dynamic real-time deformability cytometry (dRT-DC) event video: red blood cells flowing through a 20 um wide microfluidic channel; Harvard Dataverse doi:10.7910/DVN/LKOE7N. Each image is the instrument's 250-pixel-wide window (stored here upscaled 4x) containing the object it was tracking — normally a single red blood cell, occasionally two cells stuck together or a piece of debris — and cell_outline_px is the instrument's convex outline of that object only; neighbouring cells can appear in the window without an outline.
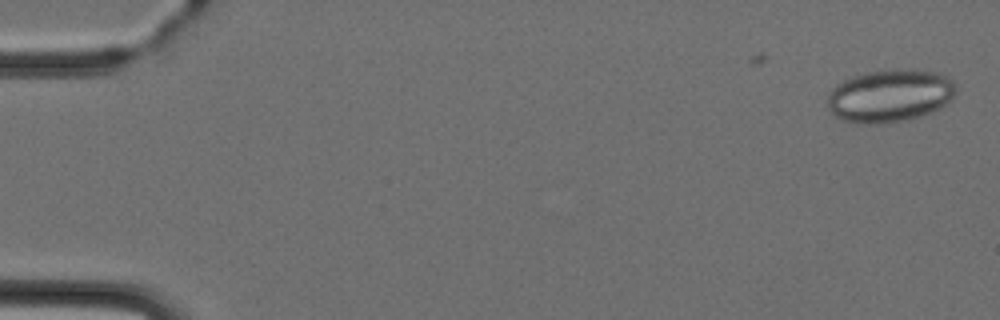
{"species": "Egyptian fruit bat (a non-hibernating species)", "species_latin": "Rousettus aegyptiacus", "temperature_condition": "cold", "stored_images_in_passage": 2, "camera_frame_rate_fps": 3000, "um_per_image_px": 0.085, "animal": {"sex": "female"}, "frame": {"image": 1, "passage_image": 2, "time_ms": 2.0, "image_size_px": [1000, 320], "cell_outline_px": [[956, 92], [952, 100], [940, 108], [932, 112], [920, 116], [904, 120], [880, 124], [860, 124], [844, 120], [836, 116], [828, 108], [824, 100], [828, 92], [836, 84], [852, 76], [868, 72], [896, 68], [900, 68], [940, 72], [948, 76], [956, 84]], "centroid_in_image_um": [75.64, 8.13], "position_along_channel_um": 9.4, "area_um2": 40.23}}